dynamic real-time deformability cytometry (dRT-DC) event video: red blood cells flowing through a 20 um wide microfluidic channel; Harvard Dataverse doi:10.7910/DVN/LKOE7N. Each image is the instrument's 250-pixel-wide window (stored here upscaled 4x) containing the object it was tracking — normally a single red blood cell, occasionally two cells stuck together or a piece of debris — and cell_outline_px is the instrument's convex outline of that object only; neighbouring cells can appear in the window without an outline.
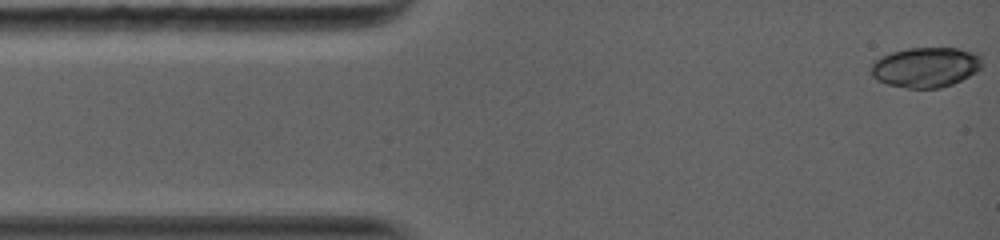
{"species": "common noctule bat (a hibernating species)", "species_latin": "Nyctalus noctula", "temperature_condition": "warm", "stored_images_in_passage": 9, "camera_frame_rate_fps": 5000, "um_per_image_px": 0.085, "animal": {"sex": "female", "body_mass_g": 19.0, "forearm_length_mm": 56.7}, "frame": {"image": 1, "passage_image": 1, "time_ms": 0.0, "image_size_px": [1000, 240], "cell_outline_px": [[980, 68], [976, 72], [952, 84], [940, 88], [908, 88], [888, 84], [876, 80], [872, 76], [872, 64], [880, 56], [892, 52], [908, 48], [956, 48], [980, 52]], "centroid_in_image_um": [78.69, 5.7], "position_along_channel_um": 6.3, "area_um2": 25.89}}
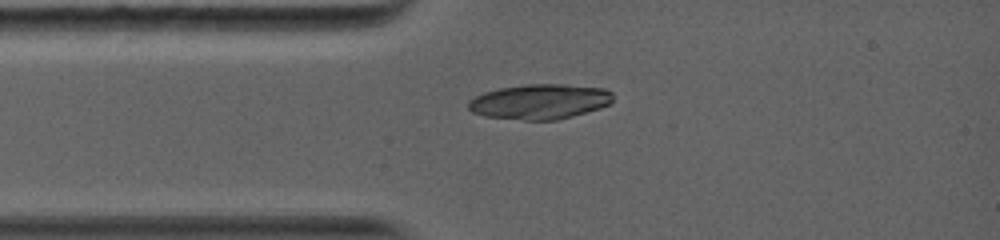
{"frame": {"image": 2, "passage_image": 8, "time_ms": 2.6, "image_size_px": [1000, 240], "cell_outline_px": [[612, 100], [608, 104], [600, 108], [572, 116], [556, 120], [524, 120], [484, 116], [472, 112], [468, 108], [468, 100], [484, 92], [500, 88], [524, 84], [564, 84], [604, 88], [612, 92]], "centroid_in_image_um": [45.86, 8.63], "position_along_channel_um": 39.1, "area_um2": 29.54}}